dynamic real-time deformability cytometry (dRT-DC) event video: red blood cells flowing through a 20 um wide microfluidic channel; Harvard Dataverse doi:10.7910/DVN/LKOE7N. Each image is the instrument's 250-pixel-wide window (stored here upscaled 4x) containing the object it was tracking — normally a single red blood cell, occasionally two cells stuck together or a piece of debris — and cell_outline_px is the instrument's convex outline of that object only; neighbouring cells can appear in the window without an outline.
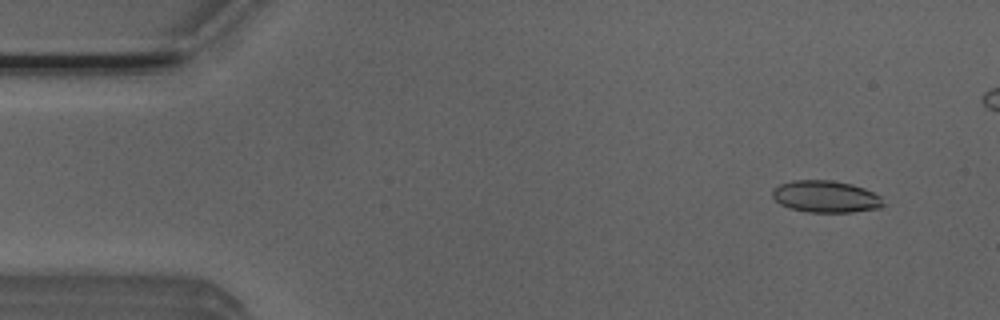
{"species": "Egyptian fruit bat (a non-hibernating species)", "species_latin": "Rousettus aegyptiacus", "temperature_condition": "room temperature", "stored_images_in_passage": 46, "camera_frame_rate_fps": 3000, "um_per_image_px": 0.085, "animal": {"sex": "male"}, "frame": {"image": 1, "passage_image": 3, "time_ms": 0.667, "image_size_px": [1000, 320], "cell_outline_px": [[888, 204], [880, 208], [852, 212], [808, 212], [788, 208], [780, 204], [772, 196], [772, 192], [780, 184], [792, 180], [832, 180], [852, 184], [864, 188], [880, 196]], "centroid_in_image_um": [70.22, 16.71], "position_along_channel_um": 14.8, "area_um2": 20.75}}
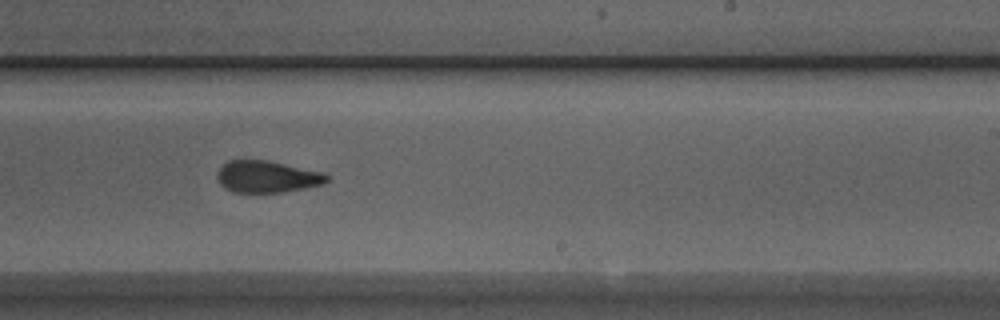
{"frame": {"image": 2, "passage_image": 30, "time_ms": 9.667, "image_size_px": [1000, 320], "cell_outline_px": [[328, 180], [324, 184], [284, 192], [232, 192], [224, 188], [220, 184], [216, 176], [216, 172], [228, 160], [268, 160], [324, 172], [328, 176]], "centroid_in_image_um": [22.69, 15.01], "position_along_channel_um": 266.3, "area_um2": 20.46}}
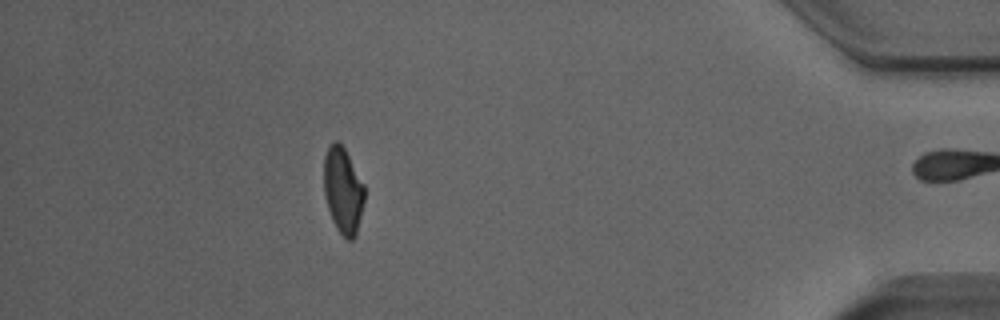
{"frame": {"image": 3, "passage_image": 45, "time_ms": 14.667, "image_size_px": [1000, 320], "cell_outline_px": [[364, 200], [356, 236], [352, 240], [348, 240], [336, 228], [332, 220], [324, 196], [324, 156], [328, 148], [336, 140], [344, 148], [364, 184]], "centroid_in_image_um": [29.15, 16.21], "position_along_channel_um": 406.0, "area_um2": 20.17}, "authors_computed_cell_mechanics": {"area_um2": 21.0392, "velocity_mm_per_s": 3.9164, "shape_relaxation_time_tau1_ms": null, "shape_relaxation_time_tau2_ms": 1.3687, "deformation_change_tau1": null, "deformation_change_tau2": 0.0753}}